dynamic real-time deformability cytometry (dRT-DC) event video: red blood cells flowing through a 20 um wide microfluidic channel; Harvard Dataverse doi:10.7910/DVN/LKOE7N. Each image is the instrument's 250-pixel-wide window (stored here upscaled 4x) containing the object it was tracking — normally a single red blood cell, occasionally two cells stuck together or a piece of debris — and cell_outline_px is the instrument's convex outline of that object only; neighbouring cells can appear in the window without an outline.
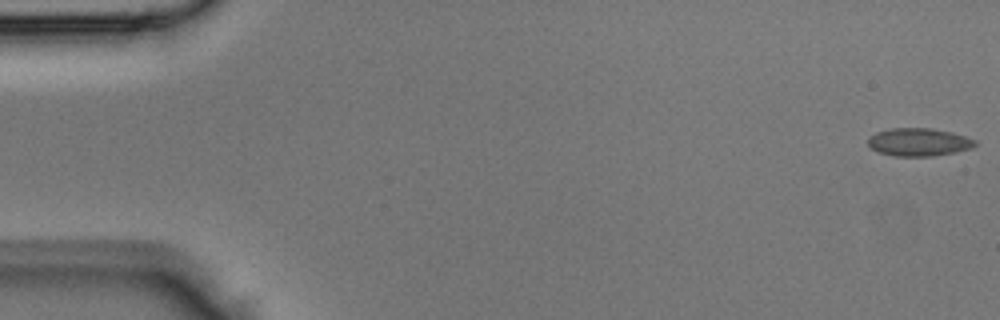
{"species": "Egyptian fruit bat (a non-hibernating species)", "species_latin": "Rousettus aegyptiacus", "temperature_condition": "room temperature", "stored_images_in_passage": 44, "camera_frame_rate_fps": 3000, "um_per_image_px": 0.085, "animal": {"sex": "male"}, "frame": {"image": 1, "passage_image": 1, "time_ms": 0.0, "image_size_px": [1000, 320], "cell_outline_px": [[976, 144], [972, 148], [956, 152], [932, 156], [896, 156], [880, 152], [872, 148], [868, 144], [868, 140], [876, 132], [892, 128], [928, 128], [952, 132], [976, 140]], "centroid_in_image_um": [78.12, 12.08], "position_along_channel_um": 6.9, "area_um2": 17.22}}
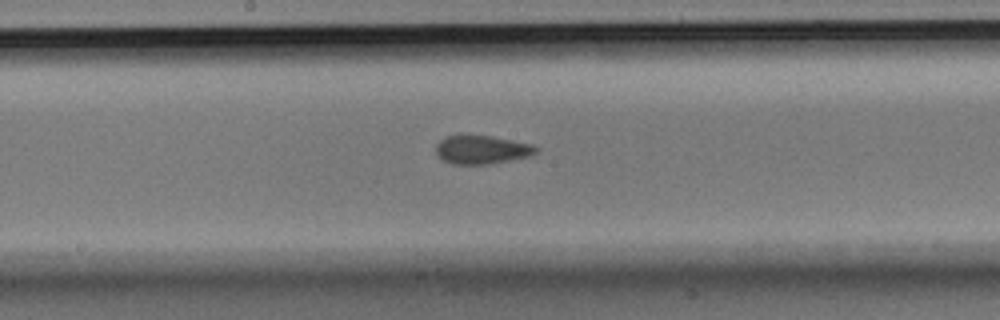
{"frame": {"image": 2, "passage_image": 23, "time_ms": 7.333, "image_size_px": [1000, 320], "cell_outline_px": [[540, 148], [532, 156], [484, 164], [452, 164], [444, 160], [436, 152], [436, 144], [444, 136], [492, 136], [532, 144]], "centroid_in_image_um": [40.98, 12.72], "position_along_channel_um": 207.2, "area_um2": 16.42}}
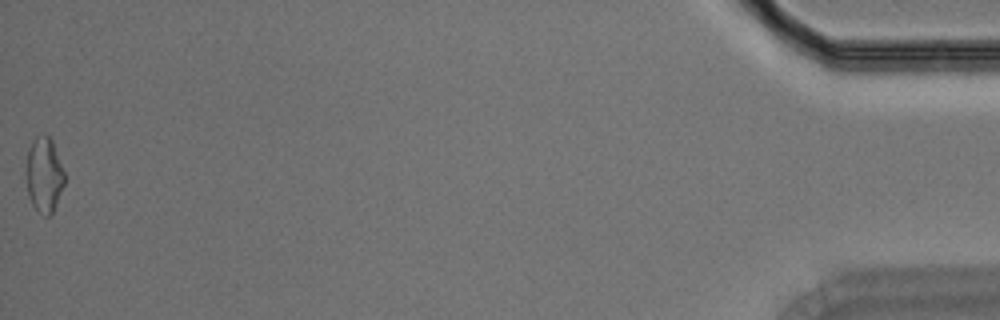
{"frame": {"image": 3, "passage_image": 44, "time_ms": 14.333, "image_size_px": [1000, 320], "cell_outline_px": [[64, 184], [56, 204], [52, 212], [48, 216], [44, 216], [32, 204], [28, 196], [24, 172], [28, 148], [32, 140], [36, 136], [44, 132], [52, 140], [64, 172]], "centroid_in_image_um": [3.7, 14.82], "position_along_channel_um": 431.5, "area_um2": 17.05}}